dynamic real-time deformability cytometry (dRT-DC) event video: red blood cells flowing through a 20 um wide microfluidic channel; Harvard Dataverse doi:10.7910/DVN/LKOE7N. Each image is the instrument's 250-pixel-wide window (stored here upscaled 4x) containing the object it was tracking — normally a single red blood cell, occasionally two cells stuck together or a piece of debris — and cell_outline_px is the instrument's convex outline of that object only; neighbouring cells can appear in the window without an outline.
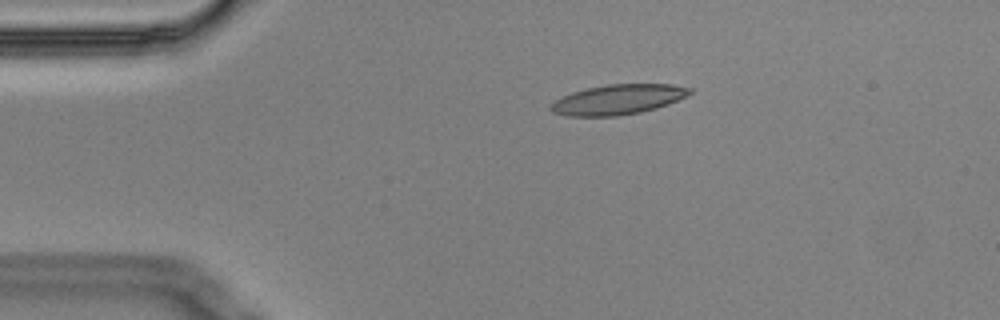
{"species": "Egyptian fruit bat (a non-hibernating species)", "species_latin": "Rousettus aegyptiacus", "temperature_condition": "cold", "stored_images_in_passage": 2, "camera_frame_rate_fps": 3000, "um_per_image_px": 0.085, "animal": {"sex": "male"}, "frame": {"image": 1, "passage_image": 1, "time_ms": 0.0, "image_size_px": [1000, 320], "cell_outline_px": [[692, 92], [668, 104], [656, 108], [640, 112], [616, 116], [568, 116], [552, 112], [548, 108], [552, 100], [572, 92], [588, 88], [608, 84], [672, 84], [692, 88]], "centroid_in_image_um": [52.47, 8.46], "position_along_channel_um": 32.5, "area_um2": 24.28}}